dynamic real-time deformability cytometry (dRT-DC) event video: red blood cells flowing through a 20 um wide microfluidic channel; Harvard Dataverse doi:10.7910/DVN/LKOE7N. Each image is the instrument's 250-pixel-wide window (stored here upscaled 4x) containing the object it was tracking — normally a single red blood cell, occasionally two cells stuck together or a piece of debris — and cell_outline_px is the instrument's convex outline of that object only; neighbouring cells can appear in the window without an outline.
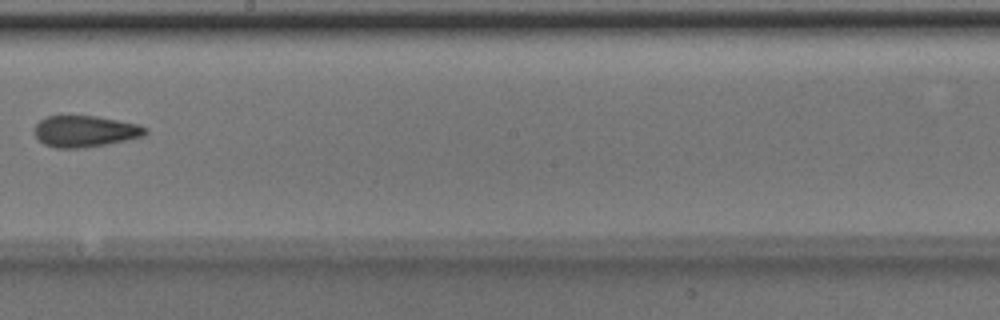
{"species": "Egyptian fruit bat (a non-hibernating species)", "species_latin": "Rousettus aegyptiacus", "temperature_condition": "room temperature", "stored_images_in_passage": 7, "camera_frame_rate_fps": 3000, "um_per_image_px": 0.085, "animal": {"sex": "male"}, "frame": {"image": 1, "passage_image": 7, "time_ms": 2.0, "image_size_px": [1000, 320], "cell_outline_px": [[148, 132], [144, 136], [84, 148], [56, 148], [44, 144], [32, 132], [32, 128], [40, 120], [48, 116], [96, 116], [140, 124], [148, 128]], "centroid_in_image_um": [7.22, 11.15], "position_along_channel_um": 241.0, "area_um2": 20.35}}